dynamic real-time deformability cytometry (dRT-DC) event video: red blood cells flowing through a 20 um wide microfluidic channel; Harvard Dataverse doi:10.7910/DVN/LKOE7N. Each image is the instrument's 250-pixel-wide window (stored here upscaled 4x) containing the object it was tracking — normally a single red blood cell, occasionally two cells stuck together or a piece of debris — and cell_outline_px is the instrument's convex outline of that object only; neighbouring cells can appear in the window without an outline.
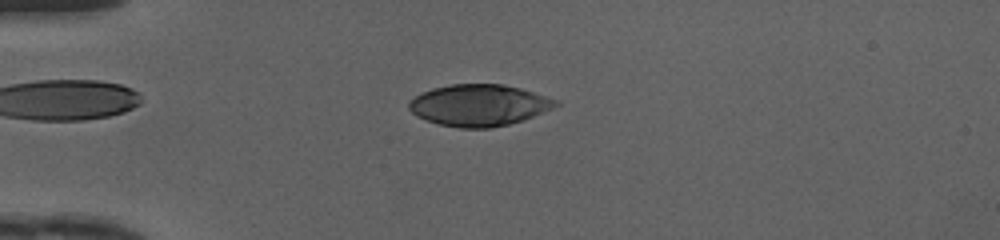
{"species": "human", "species_latin": "Homo sapiens", "temperature_condition": "cold", "stored_images_in_passage": 49, "camera_frame_rate_fps": 3000, "um_per_image_px": 0.085, "donor": {"sex": "female"}, "frame": {"image": 1, "passage_image": 13, "time_ms": 4.0, "image_size_px": [1000, 240], "cell_outline_px": [[560, 104], [552, 108], [524, 120], [492, 128], [460, 128], [440, 124], [424, 120], [416, 116], [408, 108], [408, 100], [432, 88], [452, 84], [504, 84], [520, 88], [560, 100]], "centroid_in_image_um": [40.72, 8.94], "position_along_channel_um": 44.3, "area_um2": 35.66}}
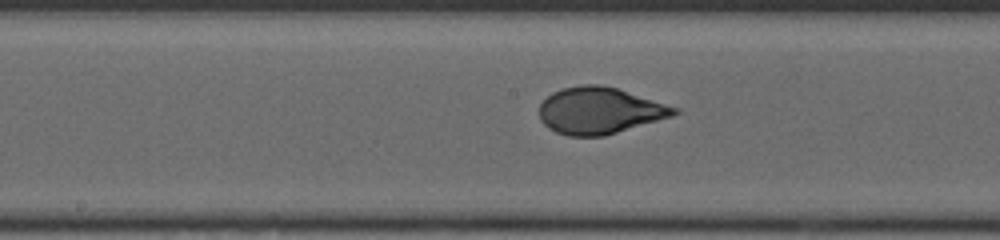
{"frame": {"image": 2, "passage_image": 26, "time_ms": 8.333, "image_size_px": [1000, 240], "cell_outline_px": [[680, 112], [672, 116], [604, 136], [568, 136], [556, 132], [548, 128], [540, 120], [540, 104], [552, 92], [564, 88], [580, 84], [600, 84], [616, 88], [680, 108]], "centroid_in_image_um": [50.96, 9.4], "position_along_channel_um": 197.2, "area_um2": 36.53}}
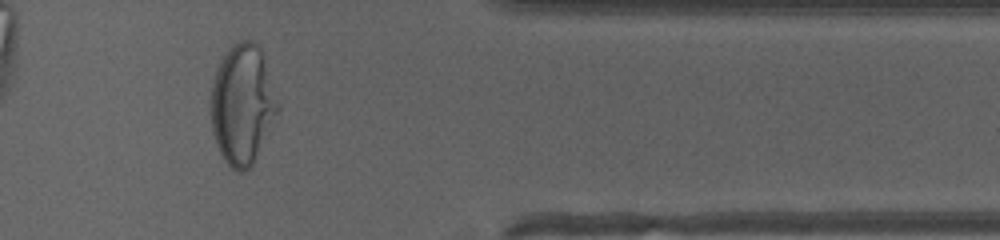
{"frame": {"image": 3, "passage_image": 41, "time_ms": 13.333, "image_size_px": [1000, 240], "cell_outline_px": [[280, 108], [252, 164], [244, 172], [236, 172], [224, 160], [216, 144], [212, 132], [212, 84], [220, 60], [224, 52], [232, 44], [240, 40], [252, 40], [260, 44], [280, 104]], "centroid_in_image_um": [20.62, 8.83], "position_along_channel_um": 390.8, "area_um2": 46.76}, "authors_computed_cell_mechanics": {"area_um2": 36.5874, "velocity_mm_per_s": 4.1718, "shape_relaxation_time_tau1_ms": 5.7007, "shape_relaxation_time_tau2_ms": null, "deformation_change_tau1": 0.2623, "deformation_change_tau2": null}}